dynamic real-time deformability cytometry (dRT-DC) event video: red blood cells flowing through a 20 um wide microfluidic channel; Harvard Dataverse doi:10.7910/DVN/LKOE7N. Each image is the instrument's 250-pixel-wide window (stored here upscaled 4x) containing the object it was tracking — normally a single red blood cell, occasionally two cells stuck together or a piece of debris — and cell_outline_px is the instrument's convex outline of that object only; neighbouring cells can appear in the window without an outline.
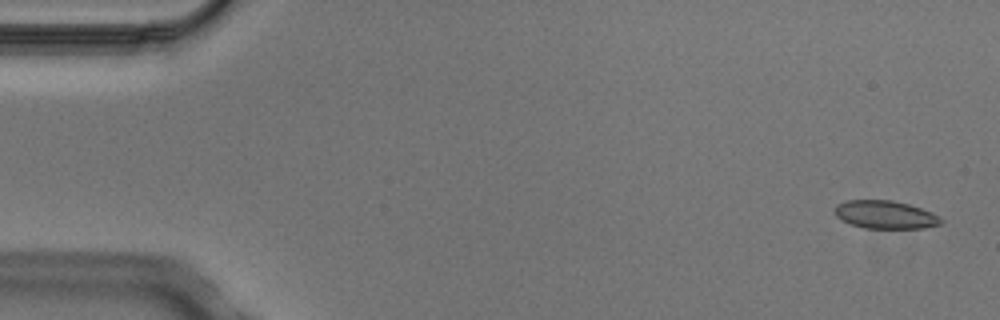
{"species": "Egyptian fruit bat (a non-hibernating species)", "species_latin": "Rousettus aegyptiacus", "temperature_condition": "cold", "stored_images_in_passage": 4, "camera_frame_rate_fps": 3000, "um_per_image_px": 0.085, "animal": {"sex": "male"}, "frame": {"image": 1, "passage_image": 1, "time_ms": 0.0, "image_size_px": [1000, 320], "cell_outline_px": [[944, 220], [940, 224], [924, 228], [864, 228], [852, 224], [836, 216], [836, 204], [848, 200], [892, 200], [908, 204], [932, 212]], "centroid_in_image_um": [75.28, 18.24], "position_along_channel_um": 9.7, "area_um2": 17.17}}
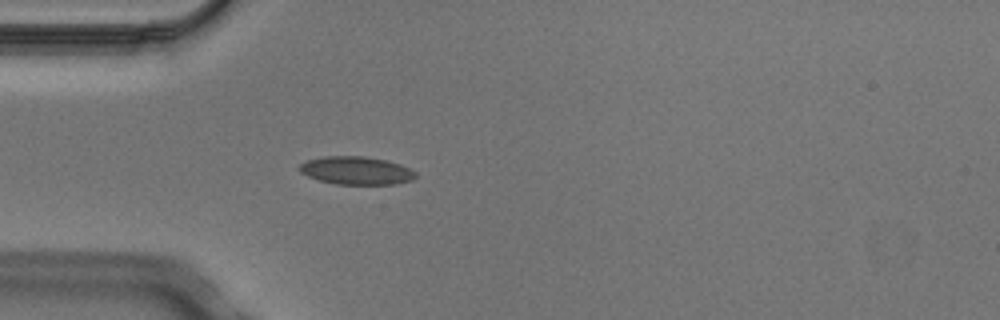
{"frame": {"image": 2, "passage_image": 4, "time_ms": 1.0, "image_size_px": [1000, 320], "cell_outline_px": [[416, 176], [412, 180], [396, 184], [336, 184], [320, 180], [308, 176], [300, 172], [300, 164], [308, 160], [324, 156], [364, 156], [384, 160], [400, 164], [416, 172]], "centroid_in_image_um": [30.29, 14.5], "position_along_channel_um": 54.7, "area_um2": 18.79}}